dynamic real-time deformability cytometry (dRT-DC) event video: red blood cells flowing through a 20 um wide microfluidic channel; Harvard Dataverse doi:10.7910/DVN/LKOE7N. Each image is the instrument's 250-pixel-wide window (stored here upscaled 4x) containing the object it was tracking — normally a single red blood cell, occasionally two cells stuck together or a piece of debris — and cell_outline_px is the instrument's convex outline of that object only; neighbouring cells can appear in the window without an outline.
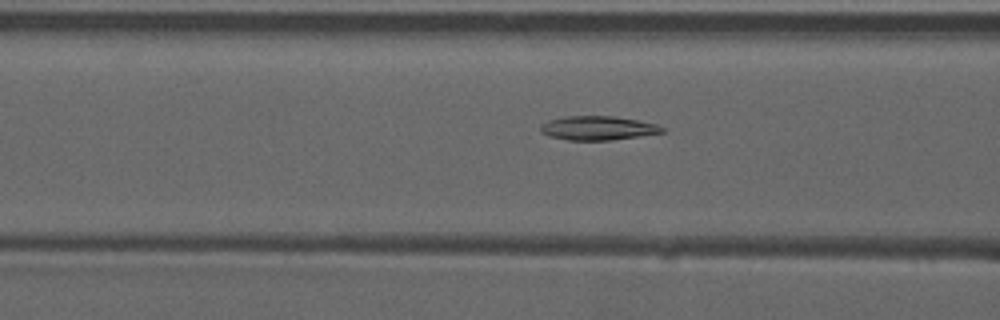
{"species": "common noctule bat (a hibernating species)", "species_latin": "Nyctalus noctula", "temperature_condition": "warm", "stored_images_in_passage": 40, "camera_frame_rate_fps": 3000, "um_per_image_px": 0.085, "animal": {"sex": "male", "forearm_length_mm": 52.5}, "frame": {"image": 1, "passage_image": 15, "time_ms": 4.667, "image_size_px": [1000, 320], "cell_outline_px": [[664, 132], [608, 140], [568, 140], [548, 136], [540, 132], [540, 124], [548, 120], [564, 116], [616, 116], [656, 124], [664, 128]], "centroid_in_image_um": [50.74, 10.88], "position_along_channel_um": 115.9, "area_um2": 16.94}}
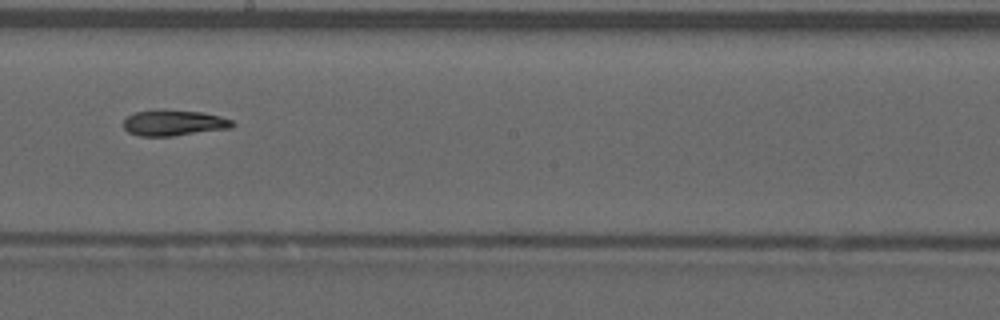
{"frame": {"image": 2, "passage_image": 24, "time_ms": 7.667, "image_size_px": [1000, 320], "cell_outline_px": [[236, 124], [232, 128], [172, 136], [140, 136], [128, 132], [124, 128], [124, 120], [128, 116], [136, 112], [204, 112], [220, 116], [232, 120]], "centroid_in_image_um": [14.83, 10.49], "position_along_channel_um": 233.4, "area_um2": 15.72}}
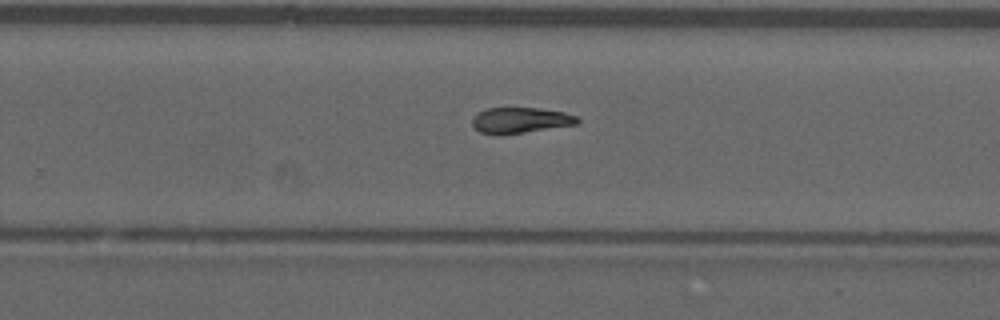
{"frame": {"image": 3, "passage_image": 28, "time_ms": 9.0, "image_size_px": [1000, 320], "cell_outline_px": [[580, 120], [576, 124], [524, 132], [480, 132], [472, 124], [472, 120], [480, 112], [488, 108], [540, 108], [564, 112], [576, 116]], "centroid_in_image_um": [44.3, 10.18], "position_along_channel_um": 285.5, "area_um2": 14.97}}